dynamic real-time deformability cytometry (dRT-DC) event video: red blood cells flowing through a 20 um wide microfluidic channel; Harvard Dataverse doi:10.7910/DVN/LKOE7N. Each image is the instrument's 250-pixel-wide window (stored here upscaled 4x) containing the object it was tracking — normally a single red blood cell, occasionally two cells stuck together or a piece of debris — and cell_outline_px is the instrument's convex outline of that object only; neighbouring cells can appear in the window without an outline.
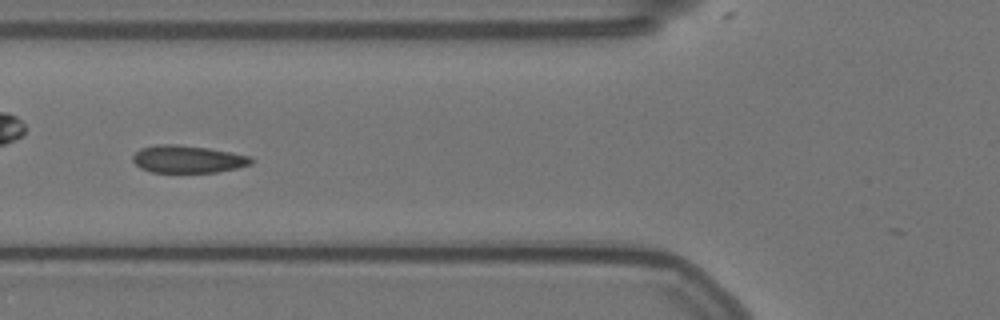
{"species": "Egyptian fruit bat (a non-hibernating species)", "species_latin": "Rousettus aegyptiacus", "temperature_condition": "warm", "stored_images_in_passage": 44, "camera_frame_rate_fps": 3000, "um_per_image_px": 0.085, "animal": {"sex": "female"}, "frame": {"image": 1, "passage_image": 13, "time_ms": 4.0, "image_size_px": [1000, 320], "cell_outline_px": [[252, 164], [236, 168], [216, 172], [152, 172], [140, 168], [132, 160], [132, 156], [140, 148], [156, 144], [176, 144], [208, 148], [232, 152], [248, 156], [252, 160]], "centroid_in_image_um": [15.92, 13.52], "position_along_channel_um": 109.9, "area_um2": 18.9}, "authors_computed_cell_mechanics": {"area_um2": 19.074, "velocity_mm_per_s": 3.5166, "shape_relaxation_time_tau1_ms": 2.3797, "shape_relaxation_time_tau2_ms": 0.7772, "deformation_change_tau1": 0.1184, "deformation_change_tau2": 0.0648}}